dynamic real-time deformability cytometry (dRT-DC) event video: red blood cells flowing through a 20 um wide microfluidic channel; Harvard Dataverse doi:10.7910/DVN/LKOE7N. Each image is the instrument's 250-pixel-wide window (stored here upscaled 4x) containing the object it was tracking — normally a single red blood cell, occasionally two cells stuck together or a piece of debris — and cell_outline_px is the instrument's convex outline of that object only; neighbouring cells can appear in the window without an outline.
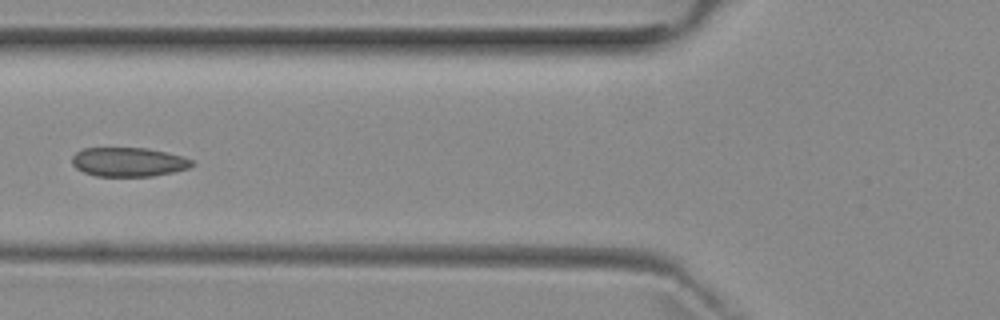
{"species": "common noctule bat (a hibernating species)", "species_latin": "Nyctalus noctula", "temperature_condition": "room temperature", "stored_images_in_passage": 6, "camera_frame_rate_fps": 3000, "um_per_image_px": 0.085, "animal": {"sex": "female", "body_mass_g": 29.2, "forearm_length_mm": 56.3}, "frame": {"image": 1, "passage_image": 5, "time_ms": 5.667, "image_size_px": [1000, 320], "cell_outline_px": [[196, 164], [188, 168], [176, 172], [152, 176], [96, 176], [84, 172], [76, 168], [72, 164], [72, 156], [80, 148], [148, 148], [168, 152], [184, 156], [196, 160]], "centroid_in_image_um": [10.98, 13.76], "position_along_channel_um": 114.8, "area_um2": 20.75}}
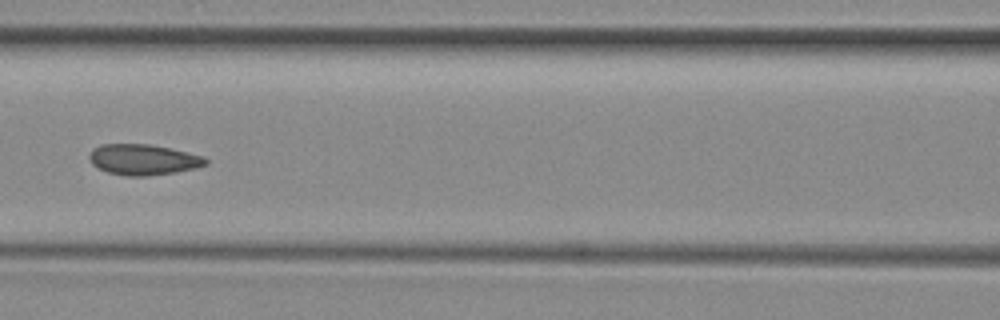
{"frame": {"image": 2, "passage_image": 6, "time_ms": 6.667, "image_size_px": [1000, 320], "cell_outline_px": [[208, 164], [196, 168], [176, 172], [148, 176], [124, 176], [108, 172], [92, 164], [88, 156], [92, 148], [100, 144], [148, 144], [168, 148], [204, 156], [208, 160]], "centroid_in_image_um": [12.17, 13.57], "position_along_channel_um": 154.4, "area_um2": 20.87}}